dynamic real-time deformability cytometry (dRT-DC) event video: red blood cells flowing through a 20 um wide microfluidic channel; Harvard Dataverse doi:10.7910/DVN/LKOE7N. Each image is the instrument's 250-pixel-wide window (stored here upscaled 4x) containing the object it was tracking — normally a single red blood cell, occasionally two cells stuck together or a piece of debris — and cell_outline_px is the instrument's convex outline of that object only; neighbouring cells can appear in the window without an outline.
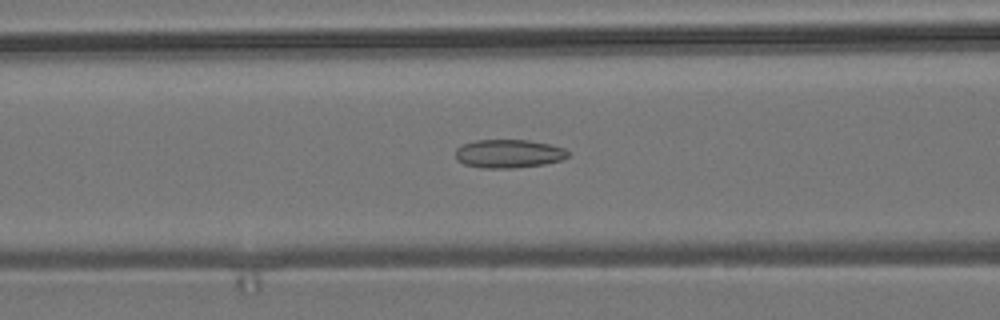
{"species": "common noctule bat (a hibernating species)", "species_latin": "Nyctalus noctula", "temperature_condition": "room temperature", "stored_images_in_passage": 51, "camera_frame_rate_fps": 3000, "um_per_image_px": 0.085, "animal": {"sex": "male", "body_mass_g": 19.2, "forearm_length_mm": 51.8}, "frame": {"image": 1, "passage_image": 18, "time_ms": 5.667, "image_size_px": [1000, 320], "cell_outline_px": [[568, 156], [564, 160], [544, 164], [512, 168], [480, 168], [464, 164], [456, 160], [456, 148], [460, 144], [476, 140], [528, 140], [548, 144], [564, 148], [568, 152]], "centroid_in_image_um": [43.2, 13.06], "position_along_channel_um": 123.4, "area_um2": 18.79}}
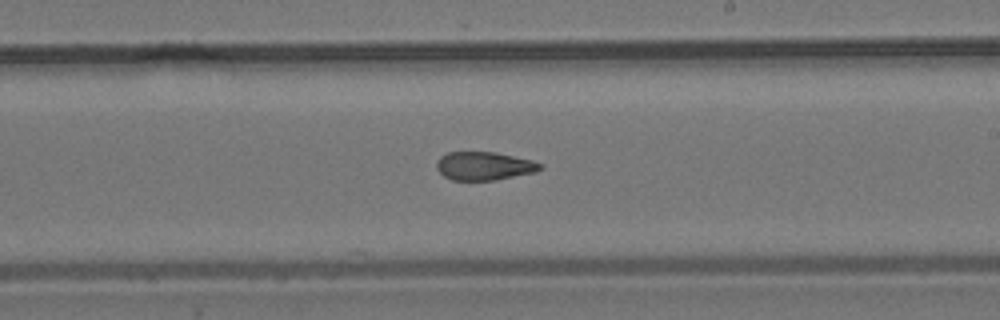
{"frame": {"image": 2, "passage_image": 28, "time_ms": 9.0, "image_size_px": [1000, 320], "cell_outline_px": [[544, 168], [536, 172], [496, 180], [452, 180], [444, 176], [436, 168], [436, 160], [440, 156], [448, 152], [496, 152], [532, 160], [540, 164]], "centroid_in_image_um": [41.14, 14.1], "position_along_channel_um": 247.9, "area_um2": 17.22}}
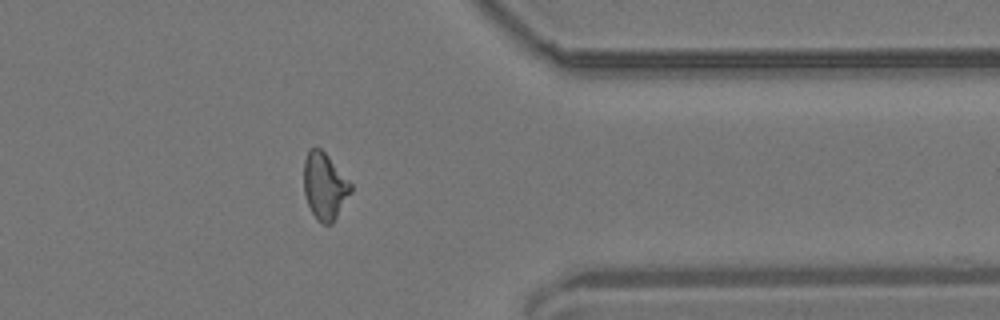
{"frame": {"image": 3, "passage_image": 40, "time_ms": 13.0, "image_size_px": [1000, 320], "cell_outline_px": [[352, 192], [332, 224], [320, 224], [316, 220], [308, 204], [304, 192], [304, 160], [308, 152], [312, 148], [320, 148], [328, 156], [352, 184]], "centroid_in_image_um": [27.6, 15.86], "position_along_channel_um": 383.8, "area_um2": 18.21}, "authors_computed_cell_mechanics": {"area_um2": 18.3226, "velocity_mm_per_s": 3.7393, "shape_relaxation_time_tau1_ms": null, "shape_relaxation_time_tau2_ms": 2.7321, "deformation_change_tau1": null, "deformation_change_tau2": 0.1057}}